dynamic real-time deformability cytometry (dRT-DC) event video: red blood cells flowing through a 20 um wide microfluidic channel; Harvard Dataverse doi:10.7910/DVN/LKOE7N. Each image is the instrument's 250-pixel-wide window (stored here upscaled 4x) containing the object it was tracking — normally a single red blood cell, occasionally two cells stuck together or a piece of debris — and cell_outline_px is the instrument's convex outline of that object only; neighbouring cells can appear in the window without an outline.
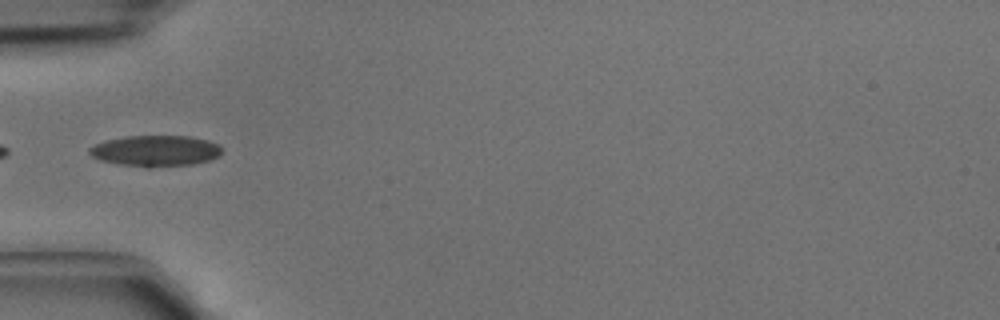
{"species": "common noctule bat (a hibernating species)", "species_latin": "Nyctalus noctula", "temperature_condition": "cold", "stored_images_in_passage": 4, "camera_frame_rate_fps": 3000, "um_per_image_px": 0.085, "animal": {"sex": "male", "body_mass_g": 15.6}, "frame": {"image": 1, "passage_image": 3, "time_ms": 0.667, "image_size_px": [1000, 320], "cell_outline_px": [[224, 148], [220, 156], [208, 160], [192, 164], [148, 168], [116, 164], [100, 160], [92, 156], [88, 152], [88, 148], [104, 140], [124, 136], [192, 136], [208, 140], [220, 144]], "centroid_in_image_um": [13.23, 12.82], "position_along_channel_um": 71.8, "area_um2": 24.39}}